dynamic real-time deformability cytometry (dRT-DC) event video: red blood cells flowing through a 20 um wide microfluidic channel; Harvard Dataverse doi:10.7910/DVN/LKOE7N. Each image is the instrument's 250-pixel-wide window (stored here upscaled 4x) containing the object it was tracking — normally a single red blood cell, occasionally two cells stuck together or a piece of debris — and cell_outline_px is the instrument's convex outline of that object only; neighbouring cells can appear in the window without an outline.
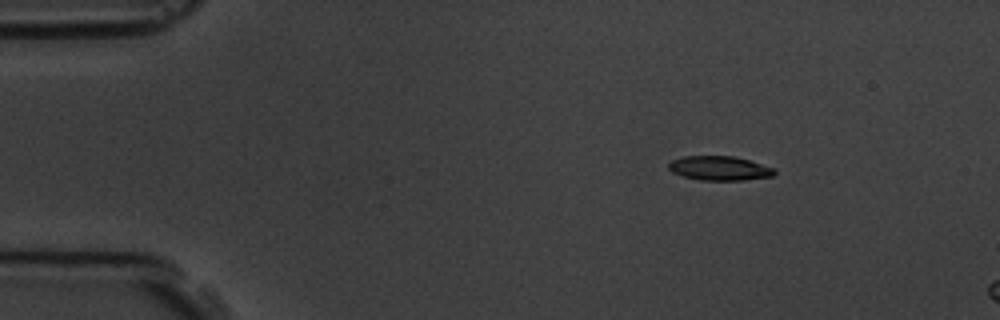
{"species": "common noctule bat (a hibernating species)", "species_latin": "Nyctalus noctula", "temperature_condition": "room temperature", "stored_images_in_passage": 3, "camera_frame_rate_fps": 3000, "um_per_image_px": 0.085, "animal": {"sex": "male", "body_mass_g": 19.5, "forearm_length_mm": 54.6}, "frame": {"image": 1, "passage_image": 1, "time_ms": 0.0, "image_size_px": [1000, 320], "cell_outline_px": [[776, 172], [772, 176], [744, 180], [700, 180], [684, 176], [672, 172], [668, 168], [668, 164], [672, 160], [684, 156], [736, 156], [776, 168]], "centroid_in_image_um": [61.18, 14.29], "position_along_channel_um": 23.8, "area_um2": 15.03}}